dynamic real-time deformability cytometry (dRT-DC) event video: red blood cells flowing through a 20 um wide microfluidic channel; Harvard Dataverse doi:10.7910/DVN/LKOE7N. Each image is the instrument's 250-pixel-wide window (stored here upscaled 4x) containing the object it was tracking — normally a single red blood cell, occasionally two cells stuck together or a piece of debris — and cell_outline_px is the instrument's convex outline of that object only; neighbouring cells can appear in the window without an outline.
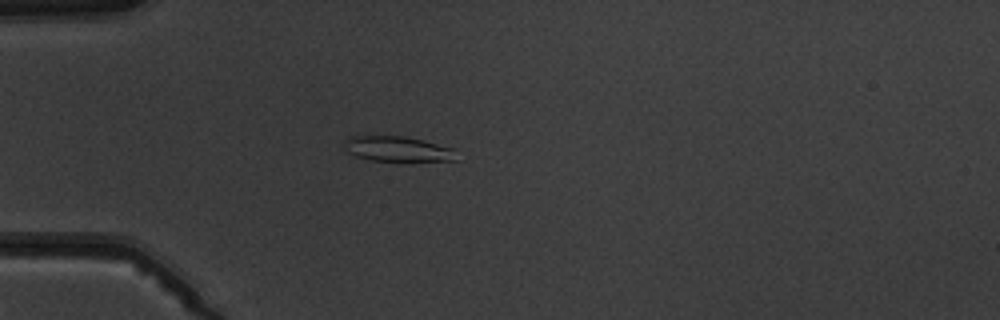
{"species": "common noctule bat (a hibernating species)", "species_latin": "Nyctalus noctula", "temperature_condition": "warm", "stored_images_in_passage": 3, "camera_frame_rate_fps": 3000, "um_per_image_px": 0.085, "animal": {"sex": "male", "body_mass_g": 19.5, "forearm_length_mm": 54.6}, "frame": {"image": 1, "passage_image": 3, "time_ms": 3.0, "image_size_px": [1000, 320], "cell_outline_px": [[456, 160], [372, 160], [356, 156], [348, 152], [344, 144], [344, 140], [352, 136], [404, 136], [424, 140], [452, 148]], "centroid_in_image_um": [33.75, 12.64], "position_along_channel_um": 51.3, "area_um2": 15.95}}